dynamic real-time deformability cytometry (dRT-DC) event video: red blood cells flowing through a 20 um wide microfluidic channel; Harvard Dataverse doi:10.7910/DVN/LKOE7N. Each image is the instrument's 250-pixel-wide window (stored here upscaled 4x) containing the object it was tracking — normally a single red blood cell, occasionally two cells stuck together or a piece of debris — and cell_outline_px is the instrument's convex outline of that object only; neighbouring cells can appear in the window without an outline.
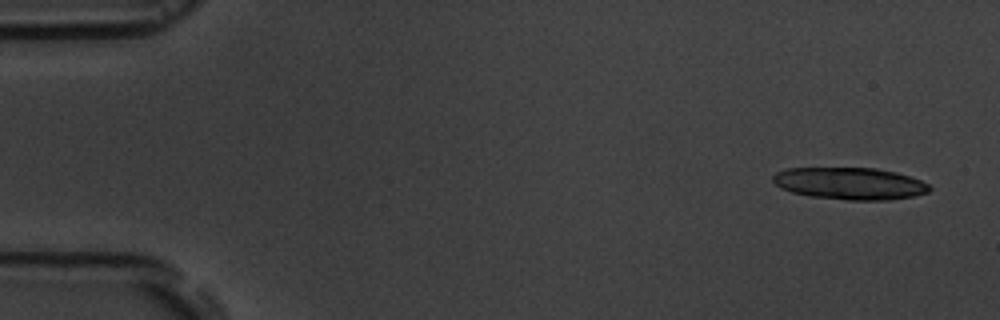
{"species": "common noctule bat (a hibernating species)", "species_latin": "Nyctalus noctula", "temperature_condition": "room temperature", "stored_images_in_passage": 4, "camera_frame_rate_fps": 3000, "um_per_image_px": 0.085, "animal": {"sex": "male", "body_mass_g": 19.5, "forearm_length_mm": 54.6}, "frame": {"image": 1, "passage_image": 1, "time_ms": 0.0, "image_size_px": [1000, 320], "cell_outline_px": [[932, 188], [928, 192], [916, 196], [888, 200], [848, 200], [812, 196], [792, 192], [780, 188], [772, 180], [772, 176], [776, 172], [788, 168], [876, 168], [896, 172], [920, 180], [928, 184]], "centroid_in_image_um": [72.25, 15.6], "position_along_channel_um": 12.8, "area_um2": 29.25}}